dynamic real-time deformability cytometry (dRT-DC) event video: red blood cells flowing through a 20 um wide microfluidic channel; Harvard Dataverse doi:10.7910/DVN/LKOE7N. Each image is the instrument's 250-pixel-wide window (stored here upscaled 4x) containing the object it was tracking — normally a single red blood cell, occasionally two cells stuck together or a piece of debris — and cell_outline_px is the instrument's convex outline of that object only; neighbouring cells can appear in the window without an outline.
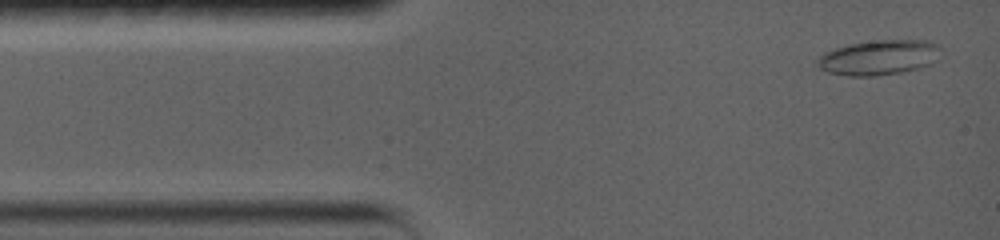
{"species": "common noctule bat (a hibernating species)", "species_latin": "Nyctalus noctula", "temperature_condition": "warm", "stored_images_in_passage": 75, "camera_frame_rate_fps": 5000, "um_per_image_px": 0.085, "animal": {"sex": "female", "body_mass_g": 19.0, "forearm_length_mm": 56.7}, "frame": {"image": 1, "passage_image": 2, "time_ms": 0.2, "image_size_px": [1000, 240], "cell_outline_px": [[940, 48], [928, 64], [916, 68], [900, 72], [876, 76], [848, 76], [828, 72], [820, 68], [816, 64], [816, 60], [824, 52], [848, 44], [880, 40], [932, 40]], "centroid_in_image_um": [74.62, 4.88], "position_along_channel_um": 10.4, "area_um2": 24.68}}
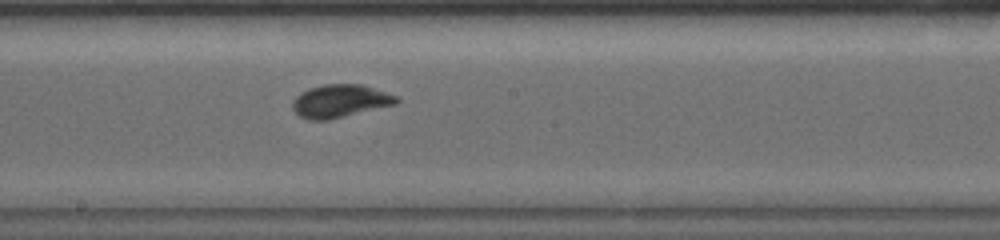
{"frame": {"image": 2, "passage_image": 31, "time_ms": 7.6, "image_size_px": [1000, 240], "cell_outline_px": [[400, 100], [396, 104], [328, 120], [308, 120], [300, 116], [292, 108], [292, 100], [300, 92], [308, 88], [324, 84], [360, 84], [396, 96]], "centroid_in_image_um": [28.86, 8.59], "position_along_channel_um": 219.3, "area_um2": 19.83}}
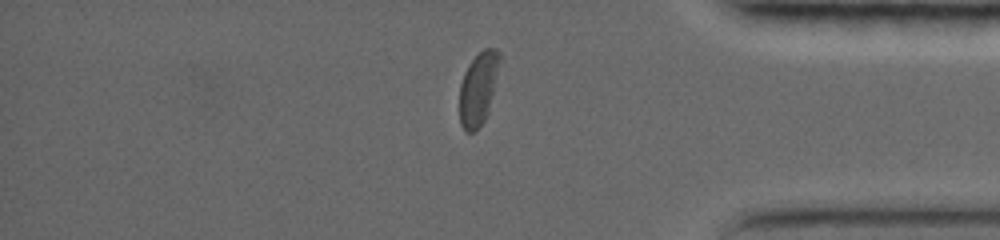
{"frame": {"image": 3, "passage_image": 60, "time_ms": 12.8, "image_size_px": [1000, 240], "cell_outline_px": [[500, 60], [492, 92], [484, 120], [472, 132], [464, 132], [460, 124], [460, 84], [464, 72], [468, 64], [484, 48], [496, 48], [500, 52]], "centroid_in_image_um": [40.62, 7.49], "position_along_channel_um": 394.6, "area_um2": 16.47}, "authors_computed_cell_mechanics": {"area_um2": 19.8832, "velocity_mm_per_s": 3.6877, "shape_relaxation_time_tau1_ms": 2.9926, "shape_relaxation_time_tau2_ms": 1.1655, "deformation_change_tau1": 0.1544, "deformation_change_tau2": 0.0552}}